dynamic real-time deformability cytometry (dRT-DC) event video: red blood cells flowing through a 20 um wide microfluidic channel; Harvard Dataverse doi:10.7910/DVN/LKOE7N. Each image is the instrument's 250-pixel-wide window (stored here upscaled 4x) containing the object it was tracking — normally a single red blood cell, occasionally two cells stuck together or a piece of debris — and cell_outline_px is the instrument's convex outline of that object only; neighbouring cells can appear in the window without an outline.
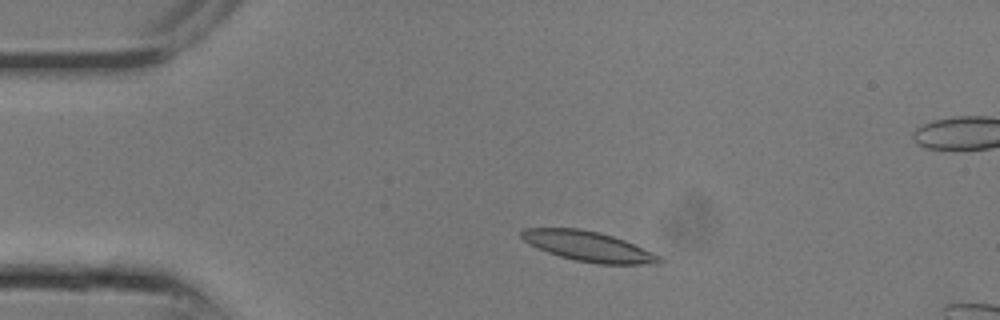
{"species": "common noctule bat (a hibernating species)", "species_latin": "Nyctalus noctula", "temperature_condition": "room temperature", "stored_images_in_passage": 7, "camera_frame_rate_fps": 3000, "um_per_image_px": 0.085, "animal": {"sex": "male", "body_mass_g": 13.3}, "frame": {"image": 1, "passage_image": 3, "time_ms": 0.667, "image_size_px": [1000, 320], "cell_outline_px": [[664, 260], [660, 264], [600, 264], [576, 260], [560, 256], [548, 252], [524, 240], [520, 236], [520, 232], [524, 228], [580, 228], [600, 232], [624, 240], [652, 252], [660, 256]], "centroid_in_image_um": [50.05, 20.94], "position_along_channel_um": 35.0, "area_um2": 23.87}}
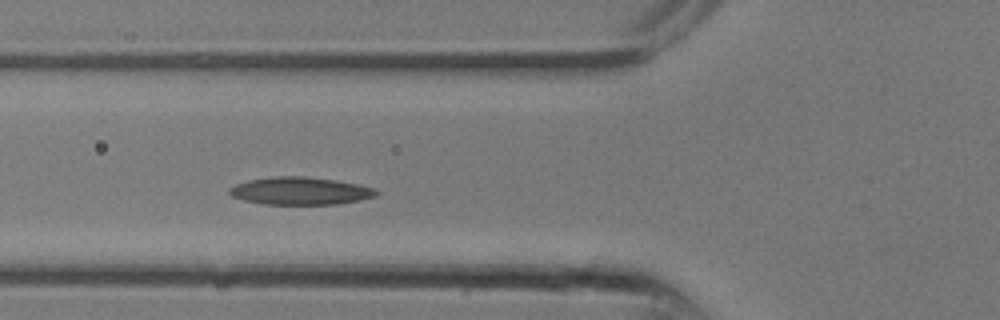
{"frame": {"image": 2, "passage_image": 7, "time_ms": 2.0, "image_size_px": [1000, 320], "cell_outline_px": [[380, 192], [376, 196], [360, 200], [336, 204], [264, 204], [244, 200], [232, 196], [228, 192], [228, 188], [236, 184], [248, 180], [276, 176], [304, 176], [336, 180], [376, 188]], "centroid_in_image_um": [25.53, 16.22], "position_along_channel_um": 100.3, "area_um2": 23.64}}